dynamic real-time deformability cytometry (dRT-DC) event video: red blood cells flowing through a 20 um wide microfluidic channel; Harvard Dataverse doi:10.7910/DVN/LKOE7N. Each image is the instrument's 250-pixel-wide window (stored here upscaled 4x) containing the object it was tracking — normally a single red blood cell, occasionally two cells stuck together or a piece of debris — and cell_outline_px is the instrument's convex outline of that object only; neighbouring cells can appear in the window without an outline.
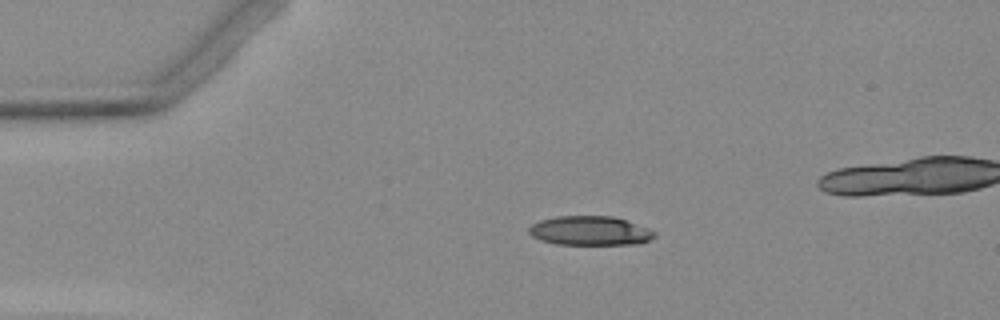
{"species": "Egyptian fruit bat (a non-hibernating species)", "species_latin": "Rousettus aegyptiacus", "temperature_condition": "warm", "stored_images_in_passage": 5, "camera_frame_rate_fps": 3000, "um_per_image_px": 0.085, "animal": {"sex": "female"}, "frame": {"image": 1, "passage_image": 3, "time_ms": 2.333, "image_size_px": [1000, 320], "cell_outline_px": [[656, 236], [640, 244], [556, 244], [540, 240], [532, 236], [528, 232], [528, 228], [532, 224], [540, 220], [556, 216], [612, 216], [648, 228], [656, 232]], "centroid_in_image_um": [50.13, 19.61], "position_along_channel_um": 34.9, "area_um2": 21.33}}